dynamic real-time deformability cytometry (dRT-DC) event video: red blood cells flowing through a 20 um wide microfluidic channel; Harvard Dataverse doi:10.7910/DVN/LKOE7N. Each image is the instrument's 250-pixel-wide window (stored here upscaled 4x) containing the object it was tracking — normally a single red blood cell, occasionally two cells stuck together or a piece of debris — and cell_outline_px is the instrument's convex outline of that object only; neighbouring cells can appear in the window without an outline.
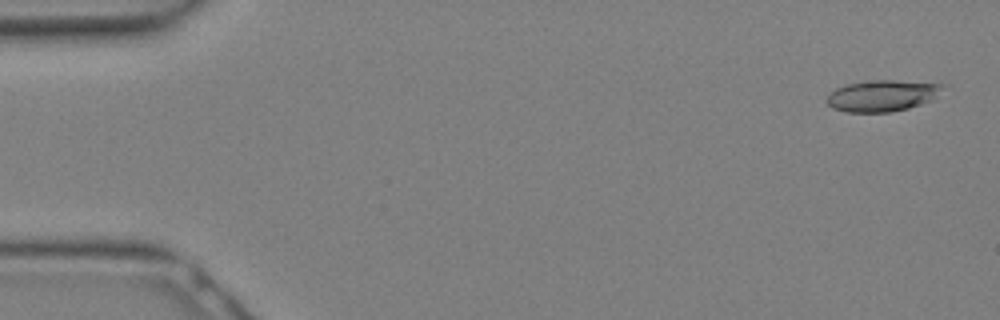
{"species": "Egyptian fruit bat (a non-hibernating species)", "species_latin": "Rousettus aegyptiacus", "temperature_condition": "warm", "stored_images_in_passage": 28, "camera_frame_rate_fps": 3000, "um_per_image_px": 0.085, "animal": {"sex": "female"}, "frame": {"image": 1, "passage_image": 1, "time_ms": 0.0, "image_size_px": [1000, 320], "cell_outline_px": [[944, 84], [928, 100], [920, 104], [908, 108], [892, 112], [848, 112], [832, 108], [828, 104], [828, 96], [836, 88], [848, 84], [876, 80], [896, 80]], "centroid_in_image_um": [74.92, 8.14], "position_along_channel_um": 10.1, "area_um2": 20.46}}
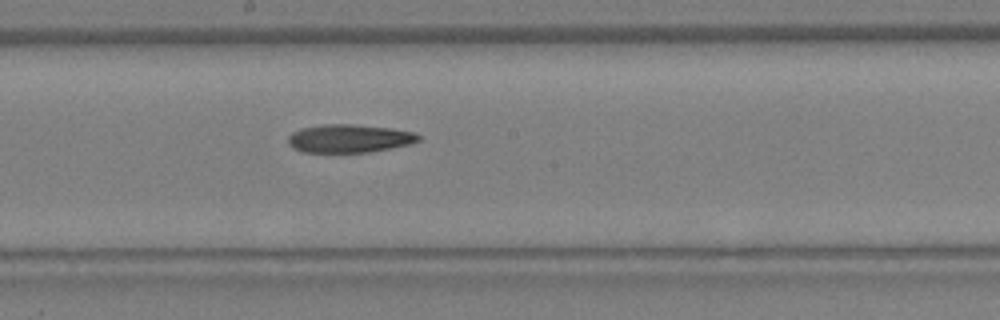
{"frame": {"image": 2, "passage_image": 16, "time_ms": 5.0, "image_size_px": [1000, 320], "cell_outline_px": [[420, 140], [412, 144], [368, 152], [300, 152], [292, 148], [288, 144], [288, 136], [292, 132], [300, 128], [320, 124], [352, 124], [392, 128], [416, 132], [420, 136]], "centroid_in_image_um": [29.67, 11.76], "position_along_channel_um": 218.5, "area_um2": 21.73}}
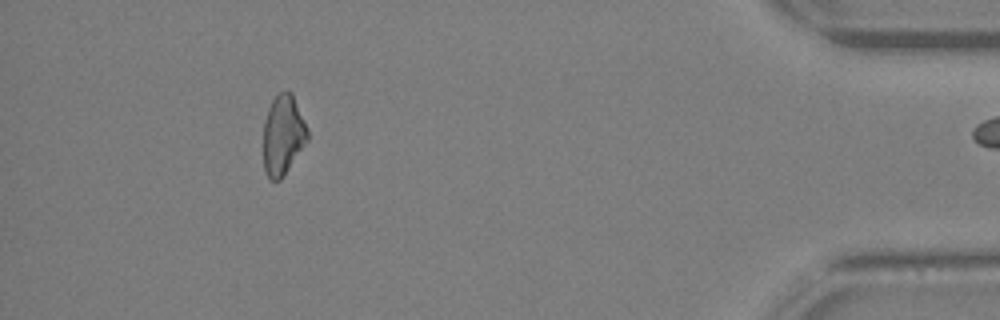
{"frame": {"image": 3, "passage_image": 27, "time_ms": 8.667, "image_size_px": [1000, 320], "cell_outline_px": [[308, 140], [280, 180], [268, 180], [264, 168], [264, 120], [268, 108], [272, 100], [280, 92], [292, 92], [308, 128]], "centroid_in_image_um": [24.06, 11.47], "position_along_channel_um": 411.1, "area_um2": 20.46}}